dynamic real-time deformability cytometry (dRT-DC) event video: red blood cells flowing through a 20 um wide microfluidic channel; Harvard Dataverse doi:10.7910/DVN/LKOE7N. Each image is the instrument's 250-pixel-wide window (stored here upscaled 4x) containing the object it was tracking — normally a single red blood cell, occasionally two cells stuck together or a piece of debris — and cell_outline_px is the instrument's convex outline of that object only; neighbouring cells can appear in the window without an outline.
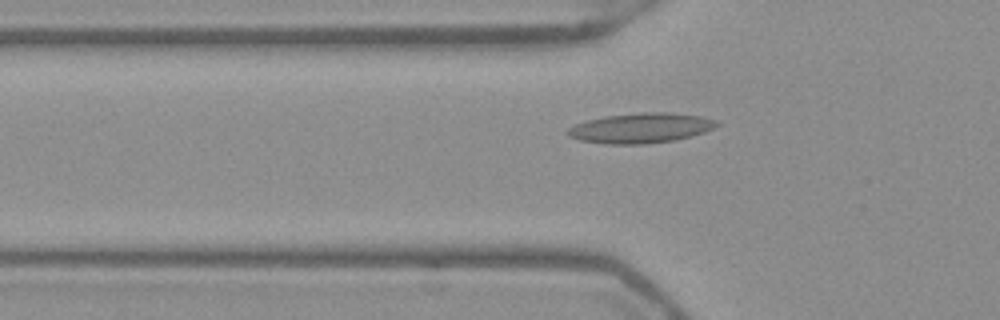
{"species": "Egyptian fruit bat (a non-hibernating species)", "species_latin": "Rousettus aegyptiacus", "temperature_condition": "warm", "stored_images_in_passage": 44, "camera_frame_rate_fps": 3000, "um_per_image_px": 0.085, "frame": {"image": 1, "passage_image": 15, "time_ms": 4.667, "image_size_px": [1000, 320], "cell_outline_px": [[720, 124], [704, 132], [692, 136], [672, 140], [644, 144], [604, 144], [580, 140], [568, 136], [564, 132], [568, 128], [576, 124], [588, 120], [604, 116], [644, 112], [672, 112], [700, 116], [716, 120]], "centroid_in_image_um": [54.44, 10.88], "position_along_channel_um": 71.4, "area_um2": 26.07}}
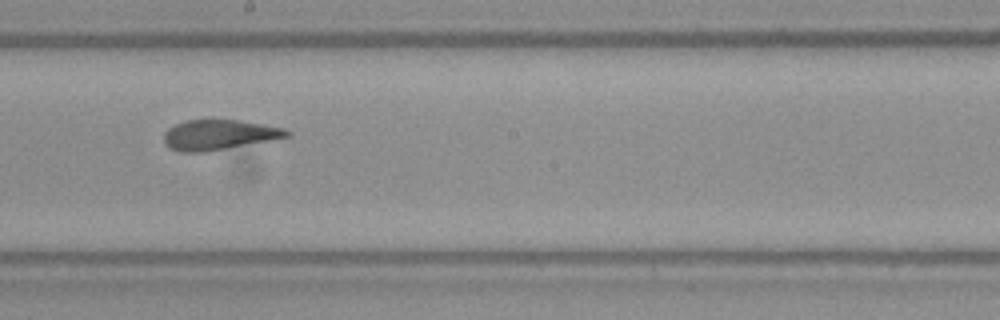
{"frame": {"image": 2, "passage_image": 27, "time_ms": 8.667, "image_size_px": [1000, 320], "cell_outline_px": [[292, 132], [288, 136], [272, 140], [204, 152], [180, 152], [168, 148], [164, 144], [164, 132], [168, 128], [176, 124], [188, 120], [240, 120], [264, 124], [284, 128]], "centroid_in_image_um": [18.6, 11.46], "position_along_channel_um": 229.6, "area_um2": 21.56}}
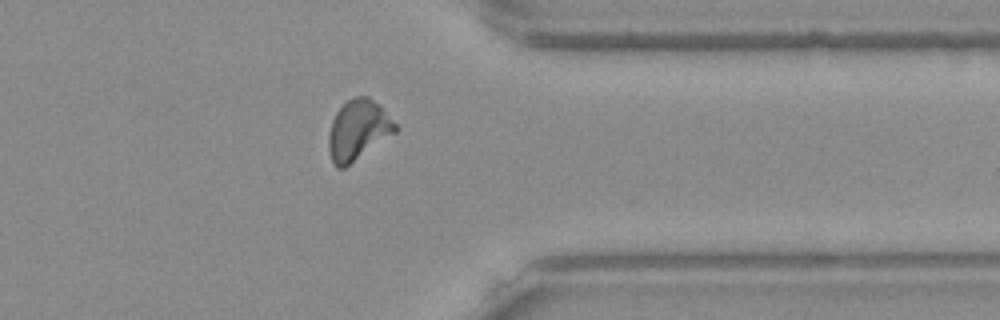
{"frame": {"image": 3, "passage_image": 39, "time_ms": 12.667, "image_size_px": [1000, 320], "cell_outline_px": [[400, 128], [396, 132], [344, 168], [336, 168], [332, 164], [328, 152], [328, 136], [332, 120], [336, 112], [348, 100], [356, 96], [368, 96], [380, 104]], "centroid_in_image_um": [30.44, 11.06], "position_along_channel_um": 381.0, "area_um2": 23.52}, "authors_computed_cell_mechanics": {"area_um2": 22.3397, "velocity_mm_per_s": 3.9441, "shape_relaxation_time_tau1_ms": null, "shape_relaxation_time_tau2_ms": 1.7113, "deformation_change_tau1": null, "deformation_change_tau2": 0.0819}}